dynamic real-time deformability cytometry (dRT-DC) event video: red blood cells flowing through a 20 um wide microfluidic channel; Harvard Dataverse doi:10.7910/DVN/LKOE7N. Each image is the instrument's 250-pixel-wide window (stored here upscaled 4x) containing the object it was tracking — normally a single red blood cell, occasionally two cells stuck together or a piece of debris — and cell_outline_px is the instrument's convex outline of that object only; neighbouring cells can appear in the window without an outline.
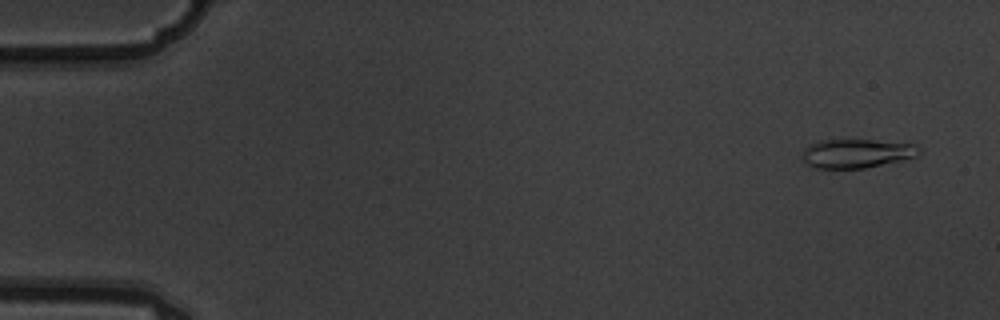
{"species": "common noctule bat (a hibernating species)", "species_latin": "Nyctalus noctula", "temperature_condition": "warm", "stored_images_in_passage": 8, "camera_frame_rate_fps": 3000, "um_per_image_px": 0.085, "animal": {"sex": "male", "body_mass_g": 19.5, "forearm_length_mm": 54.6}, "frame": {"image": 1, "passage_image": 1, "time_ms": 0.0, "image_size_px": [1000, 320], "cell_outline_px": [[920, 156], [864, 168], [812, 168], [800, 156], [804, 148], [808, 144], [820, 140], [872, 140], [916, 144], [920, 148]], "centroid_in_image_um": [72.8, 13.04], "position_along_channel_um": 12.2, "area_um2": 19.83}}
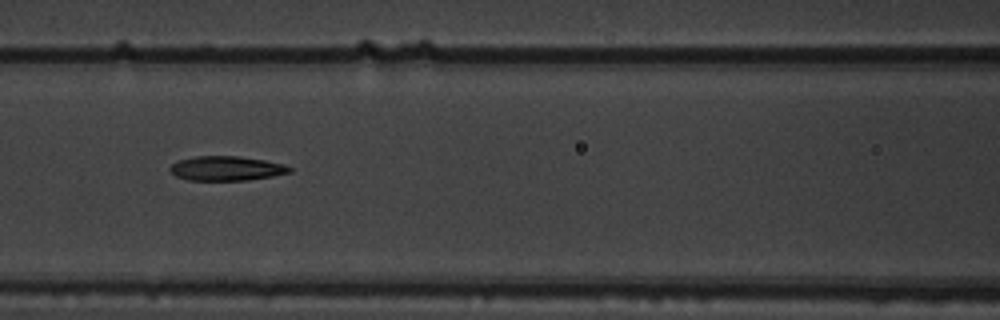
{"frame": {"image": 2, "passage_image": 7, "time_ms": 2.0, "image_size_px": [1000, 320], "cell_outline_px": [[292, 172], [272, 176], [248, 180], [188, 180], [176, 176], [168, 168], [176, 160], [196, 156], [240, 156], [264, 160], [284, 164], [292, 168]], "centroid_in_image_um": [19.24, 14.31], "position_along_channel_um": 147.4, "area_um2": 17.11}}
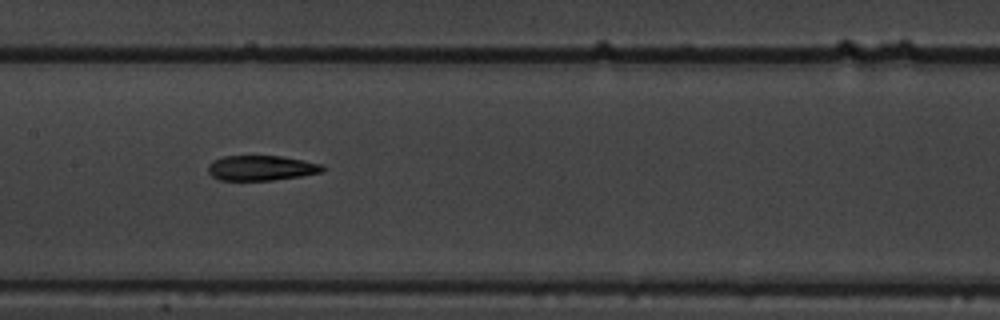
{"frame": {"image": 3, "passage_image": 8, "time_ms": 2.333, "image_size_px": [1000, 320], "cell_outline_px": [[324, 172], [300, 176], [272, 180], [220, 180], [212, 176], [208, 172], [208, 164], [212, 160], [224, 156], [280, 156], [304, 160], [324, 164]], "centroid_in_image_um": [22.22, 14.27], "position_along_channel_um": 185.2, "area_um2": 16.82}}